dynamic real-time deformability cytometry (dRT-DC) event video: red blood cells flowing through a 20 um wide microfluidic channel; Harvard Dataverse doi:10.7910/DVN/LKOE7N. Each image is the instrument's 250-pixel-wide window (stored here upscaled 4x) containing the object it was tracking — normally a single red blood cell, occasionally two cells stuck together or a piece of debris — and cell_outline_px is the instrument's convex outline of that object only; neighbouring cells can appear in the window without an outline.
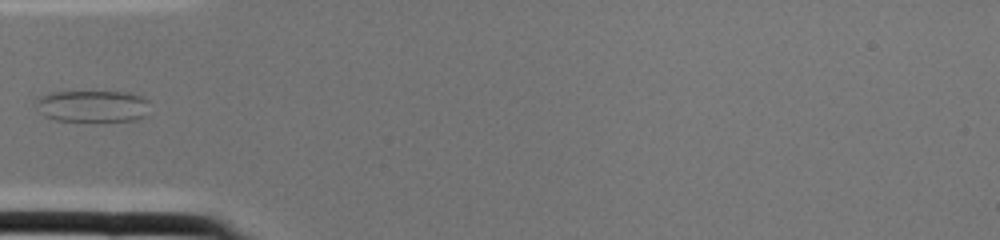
{"species": "common noctule bat (a hibernating species)", "species_latin": "Nyctalus noctula", "temperature_condition": "cold", "stored_images_in_passage": 1, "camera_frame_rate_fps": 3000, "um_per_image_px": 0.085, "animal": {"sex": "female", "body_mass_g": 22.0, "forearm_length_mm": 56.7}, "frame": {"image": 1, "passage_image": 1, "time_ms": 0.0, "image_size_px": [1000, 240], "cell_outline_px": [[148, 100], [144, 116], [136, 120], [56, 120], [44, 116], [36, 104], [36, 100], [40, 96], [52, 92], [128, 92], [140, 96]], "centroid_in_image_um": [7.84, 9.01], "position_along_channel_um": 77.2, "area_um2": 20.58}}